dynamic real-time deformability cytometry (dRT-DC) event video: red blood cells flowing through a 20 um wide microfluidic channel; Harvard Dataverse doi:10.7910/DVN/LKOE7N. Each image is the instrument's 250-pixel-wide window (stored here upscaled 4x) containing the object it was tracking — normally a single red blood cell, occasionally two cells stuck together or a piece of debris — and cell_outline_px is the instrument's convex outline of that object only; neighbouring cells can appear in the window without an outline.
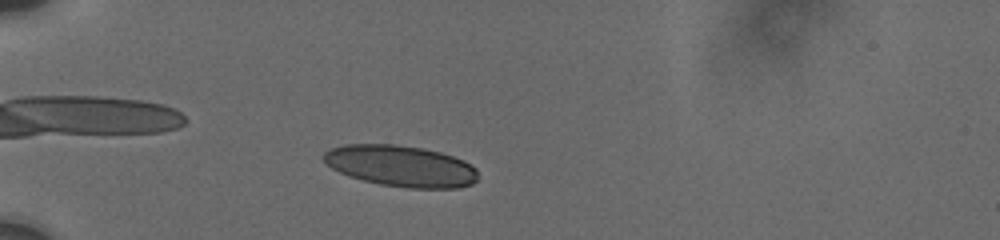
{"species": "human", "species_latin": "Homo sapiens", "temperature_condition": "cold", "stored_images_in_passage": 12, "camera_frame_rate_fps": 3000, "um_per_image_px": 0.085, "donor": {"sex": "male"}, "frame": {"image": 1, "passage_image": 3, "time_ms": 1.667, "image_size_px": [1000, 240], "cell_outline_px": [[476, 180], [472, 184], [460, 188], [408, 188], [380, 184], [348, 176], [332, 168], [320, 156], [328, 148], [344, 144], [396, 144], [424, 148], [440, 152], [464, 160], [476, 168]], "centroid_in_image_um": [34.05, 14.1], "position_along_channel_um": 51.0, "area_um2": 37.28}}
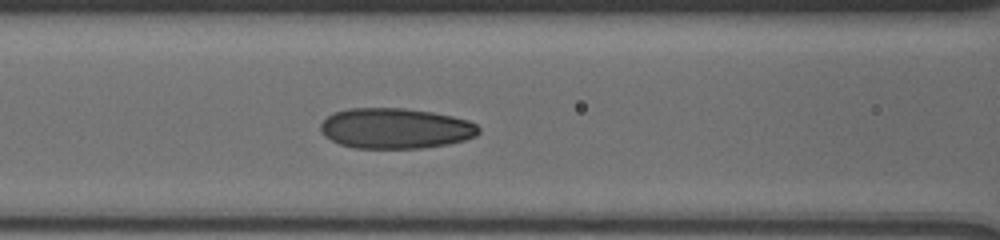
{"frame": {"image": 2, "passage_image": 9, "time_ms": 4.667, "image_size_px": [1000, 240], "cell_outline_px": [[480, 132], [476, 136], [464, 140], [448, 144], [420, 148], [356, 148], [340, 144], [324, 136], [320, 132], [320, 124], [328, 116], [336, 112], [348, 108], [404, 108], [432, 112], [452, 116], [468, 120], [476, 124], [480, 128]], "centroid_in_image_um": [33.62, 10.91], "position_along_channel_um": 133.0, "area_um2": 37.34}}
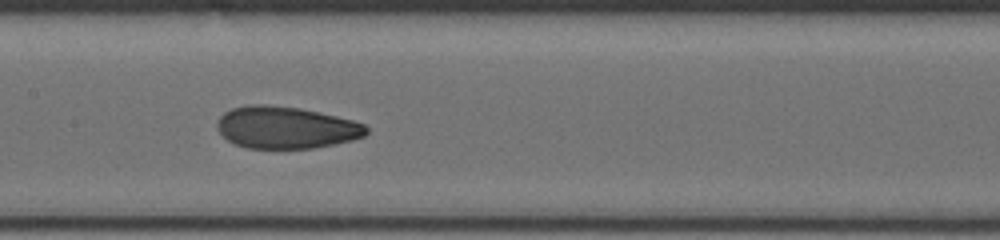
{"frame": {"image": 3, "passage_image": 11, "time_ms": 6.0, "image_size_px": [1000, 240], "cell_outline_px": [[368, 132], [364, 136], [352, 140], [312, 148], [248, 148], [236, 144], [228, 140], [216, 128], [216, 124], [220, 116], [224, 112], [232, 108], [248, 104], [264, 104], [300, 108], [336, 116], [352, 120], [364, 124], [368, 128]], "centroid_in_image_um": [24.28, 10.83], "position_along_channel_um": 183.1, "area_um2": 36.41}}